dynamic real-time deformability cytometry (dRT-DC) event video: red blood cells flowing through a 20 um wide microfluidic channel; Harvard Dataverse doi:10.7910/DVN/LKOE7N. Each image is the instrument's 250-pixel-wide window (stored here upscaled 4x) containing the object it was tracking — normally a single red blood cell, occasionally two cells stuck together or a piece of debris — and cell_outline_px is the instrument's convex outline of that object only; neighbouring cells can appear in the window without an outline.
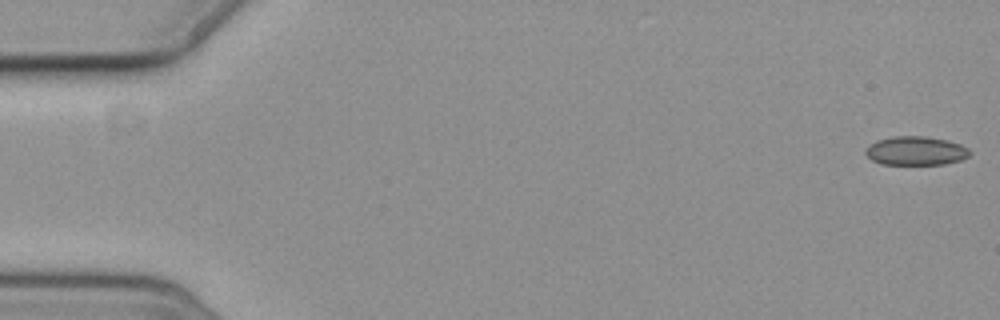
{"species": "common noctule bat (a hibernating species)", "species_latin": "Nyctalus noctula", "temperature_condition": "cold", "stored_images_in_passage": 6, "camera_frame_rate_fps": 3000, "um_per_image_px": 0.085, "animal": {"sex": "female", "body_mass_g": 19.3, "forearm_length_mm": 54.1}, "frame": {"image": 1, "passage_image": 1, "time_ms": 0.0, "image_size_px": [1000, 320], "cell_outline_px": [[972, 152], [968, 156], [960, 160], [944, 164], [880, 164], [872, 160], [864, 152], [864, 148], [876, 140], [892, 136], [924, 136], [948, 140], [960, 144], [968, 148]], "centroid_in_image_um": [77.82, 12.81], "position_along_channel_um": 7.2, "area_um2": 17.63}}
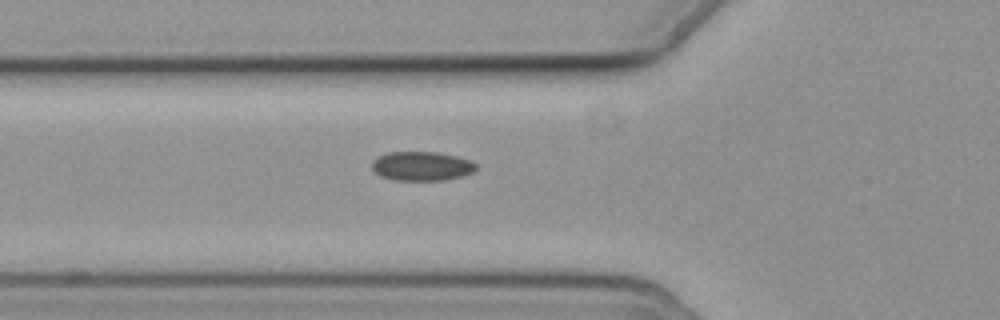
{"frame": {"image": 2, "passage_image": 6, "time_ms": 6.667, "image_size_px": [1000, 320], "cell_outline_px": [[476, 168], [472, 172], [464, 176], [444, 180], [396, 180], [380, 176], [372, 168], [372, 160], [376, 156], [388, 152], [436, 152], [456, 156], [472, 160], [476, 164]], "centroid_in_image_um": [35.84, 14.11], "position_along_channel_um": 90.0, "area_um2": 17.8}}